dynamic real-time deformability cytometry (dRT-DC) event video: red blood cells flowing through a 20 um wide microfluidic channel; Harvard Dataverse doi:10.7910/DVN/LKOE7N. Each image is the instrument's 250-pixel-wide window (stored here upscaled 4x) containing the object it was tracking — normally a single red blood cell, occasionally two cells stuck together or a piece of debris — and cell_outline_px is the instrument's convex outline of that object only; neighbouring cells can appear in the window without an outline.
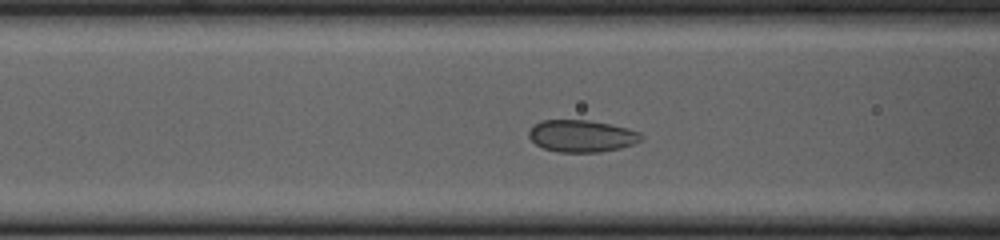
{"species": "common noctule bat (a hibernating species)", "species_latin": "Nyctalus noctula", "temperature_condition": "cold", "stored_images_in_passage": 38, "camera_frame_rate_fps": 3000, "um_per_image_px": 0.085, "animal": {"sex": "female", "body_mass_g": 23.0, "forearm_length_mm": 53.4}, "frame": {"image": 1, "passage_image": 5, "time_ms": 1.333, "image_size_px": [1000, 240], "cell_outline_px": [[644, 136], [640, 140], [632, 144], [620, 148], [600, 152], [560, 152], [544, 148], [536, 144], [528, 136], [528, 132], [536, 124], [544, 120], [588, 120], [608, 124], [640, 132]], "centroid_in_image_um": [49.44, 11.56], "position_along_channel_um": 117.2, "area_um2": 20.63}}
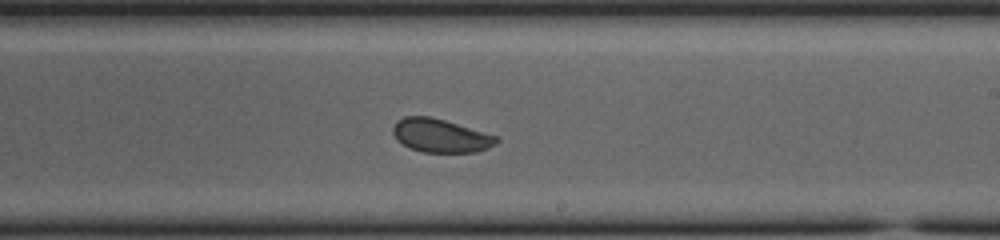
{"frame": {"image": 2, "passage_image": 16, "time_ms": 5.0, "image_size_px": [1000, 240], "cell_outline_px": [[500, 140], [496, 144], [488, 148], [476, 152], [424, 152], [412, 148], [396, 140], [392, 132], [392, 128], [396, 120], [404, 116], [428, 116], [444, 120], [500, 136]], "centroid_in_image_um": [37.47, 11.52], "position_along_channel_um": 251.5, "area_um2": 20.29}}
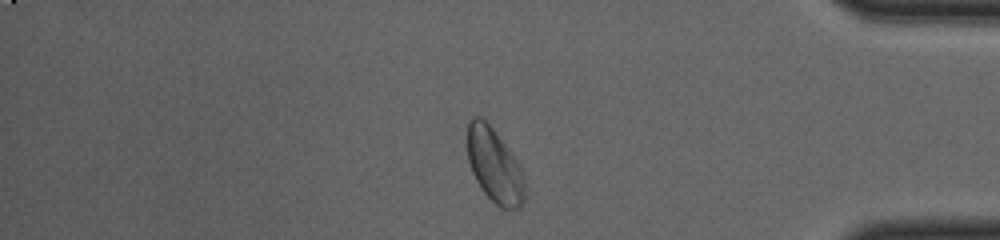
{"frame": {"image": 3, "passage_image": 30, "time_ms": 9.667, "image_size_px": [1000, 240], "cell_outline_px": [[524, 200], [520, 208], [500, 208], [484, 192], [476, 180], [472, 172], [468, 160], [468, 120], [472, 116], [480, 116], [492, 128], [508, 148], [516, 160], [524, 176]], "centroid_in_image_um": [42.02, 14.07], "position_along_channel_um": 393.2, "area_um2": 24.45}, "authors_computed_cell_mechanics": {"area_um2": 20.6924, "velocity_mm_per_s": 3.6726, "shape_relaxation_time_tau1_ms": 4.9383, "shape_relaxation_time_tau2_ms": 0.7991, "deformation_change_tau1": 0.058, "deformation_change_tau2": 0.0442}}